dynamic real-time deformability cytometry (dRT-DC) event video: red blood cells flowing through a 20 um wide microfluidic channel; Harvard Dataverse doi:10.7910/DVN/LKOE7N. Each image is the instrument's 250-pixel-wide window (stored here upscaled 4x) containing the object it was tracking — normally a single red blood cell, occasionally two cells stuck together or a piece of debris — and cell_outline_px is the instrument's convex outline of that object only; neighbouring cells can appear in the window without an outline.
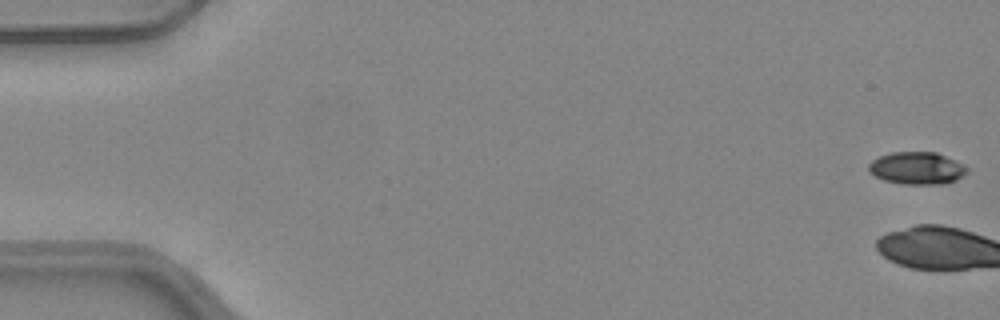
{"species": "common noctule bat (a hibernating species)", "species_latin": "Nyctalus noctula", "temperature_condition": "warm", "stored_images_in_passage": 3, "camera_frame_rate_fps": 3000, "um_per_image_px": 0.085, "animal": {"sex": "female", "body_mass_g": 24.6, "forearm_length_mm": 56.2}, "frame": {"image": 1, "passage_image": 1, "time_ms": 0.0, "image_size_px": [1000, 320], "cell_outline_px": [[968, 172], [956, 180], [940, 184], [904, 184], [884, 180], [876, 176], [868, 168], [868, 164], [872, 160], [880, 156], [892, 152], [936, 152], [964, 164], [968, 168]], "centroid_in_image_um": [77.96, 14.29], "position_along_channel_um": 7.0, "area_um2": 18.44}}